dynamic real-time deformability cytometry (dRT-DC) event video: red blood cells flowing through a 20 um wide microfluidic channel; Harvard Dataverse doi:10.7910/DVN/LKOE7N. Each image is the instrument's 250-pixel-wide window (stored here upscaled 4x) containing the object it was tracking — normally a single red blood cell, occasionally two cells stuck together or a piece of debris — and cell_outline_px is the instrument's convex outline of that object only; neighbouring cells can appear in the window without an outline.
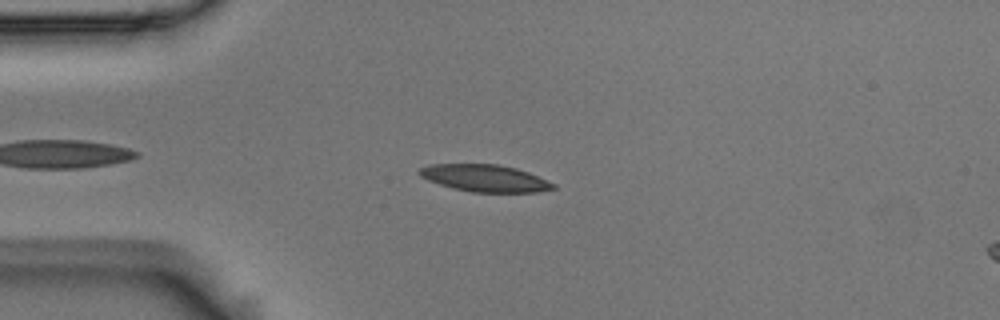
{"species": "Egyptian fruit bat (a non-hibernating species)", "species_latin": "Rousettus aegyptiacus", "temperature_condition": "room temperature", "stored_images_in_passage": 42, "camera_frame_rate_fps": 3000, "um_per_image_px": 0.085, "animal": {"sex": "male"}, "frame": {"image": 1, "passage_image": 8, "time_ms": 2.333, "image_size_px": [1000, 320], "cell_outline_px": [[556, 188], [536, 192], [472, 192], [452, 188], [428, 180], [420, 176], [416, 172], [420, 168], [432, 164], [496, 164], [516, 168], [528, 172], [556, 184]], "centroid_in_image_um": [41.21, 15.14], "position_along_channel_um": 43.8, "area_um2": 21.04}}
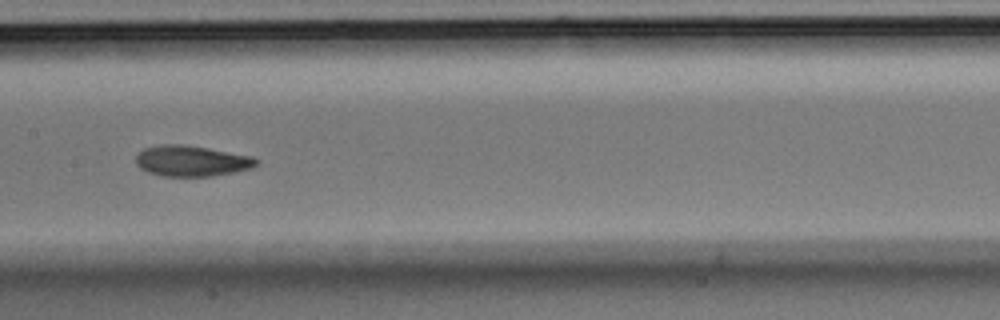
{"frame": {"image": 2, "passage_image": 22, "time_ms": 7.0, "image_size_px": [1000, 320], "cell_outline_px": [[260, 160], [252, 168], [212, 176], [160, 176], [148, 172], [140, 168], [136, 164], [136, 156], [144, 148], [160, 144], [180, 144], [208, 148], [252, 156]], "centroid_in_image_um": [16.27, 13.68], "position_along_channel_um": 191.1, "area_um2": 21.56}}
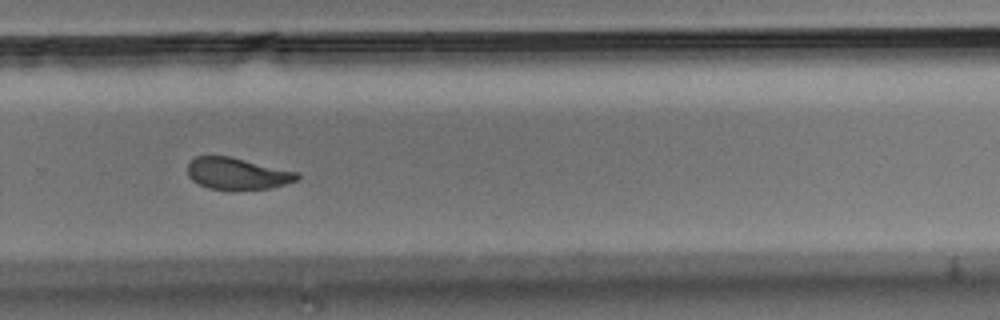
{"frame": {"image": 3, "passage_image": 32, "time_ms": 10.333, "image_size_px": [1000, 320], "cell_outline_px": [[300, 176], [296, 180], [272, 188], [208, 188], [192, 180], [188, 176], [188, 164], [196, 156], [228, 156], [300, 172]], "centroid_in_image_um": [20.18, 14.73], "position_along_channel_um": 309.6, "area_um2": 19.77}, "authors_computed_cell_mechanics": {"area_um2": 21.5305, "velocity_mm_per_s": 3.5716, "shape_relaxation_time_tau1_ms": 4.0992, "shape_relaxation_time_tau2_ms": 2.2593, "deformation_change_tau1": 0.1245, "deformation_change_tau2": 0.0794}}